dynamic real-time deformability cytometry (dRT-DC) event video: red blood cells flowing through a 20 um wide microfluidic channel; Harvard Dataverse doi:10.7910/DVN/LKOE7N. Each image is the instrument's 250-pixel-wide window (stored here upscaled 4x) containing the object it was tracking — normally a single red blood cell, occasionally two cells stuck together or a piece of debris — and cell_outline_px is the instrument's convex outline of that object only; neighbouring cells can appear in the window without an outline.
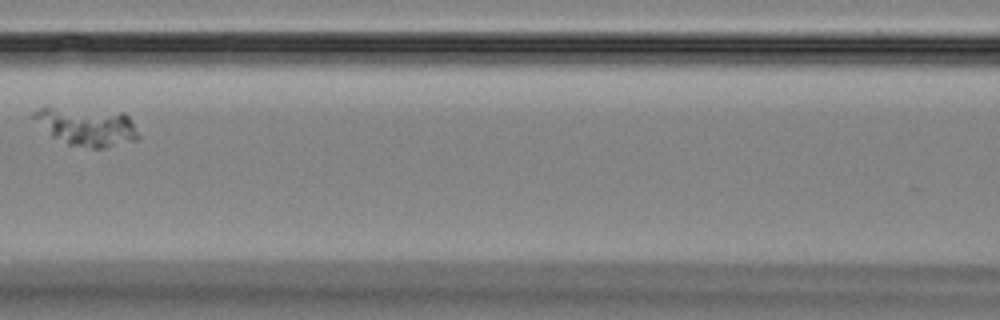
{"species": "Egyptian fruit bat (a non-hibernating species)", "species_latin": "Rousettus aegyptiacus", "temperature_condition": "room temperature", "stored_images_in_passage": 6, "segment_of_instrument_passage": [2, 2], "camera_frame_rate_fps": 3000, "um_per_image_px": 0.085, "animal": {"sex": "female"}, "frame": {"image": 1, "passage_image": 6, "time_ms": 6.0, "image_size_px": [1000, 320], "cell_outline_px": [[140, 140], [104, 148], [92, 148], [68, 144], [52, 136], [28, 116], [32, 112], [48, 104], [124, 112], [128, 116], [140, 136]], "centroid_in_image_um": [7.32, 10.7], "position_along_channel_um": 159.3, "area_um2": 24.33}}